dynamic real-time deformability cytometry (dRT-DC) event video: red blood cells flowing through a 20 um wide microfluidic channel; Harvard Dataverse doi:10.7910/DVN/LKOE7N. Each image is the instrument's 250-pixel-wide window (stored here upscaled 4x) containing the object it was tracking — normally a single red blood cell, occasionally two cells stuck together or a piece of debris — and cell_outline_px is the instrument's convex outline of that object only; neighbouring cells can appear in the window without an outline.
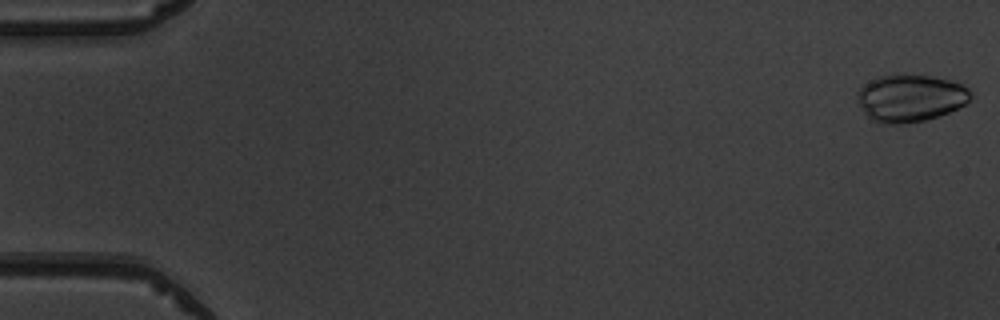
{"species": "common noctule bat (a hibernating species)", "species_latin": "Nyctalus noctula", "temperature_condition": "warm", "stored_images_in_passage": 5, "camera_frame_rate_fps": 3000, "um_per_image_px": 0.085, "animal": {"sex": "male", "body_mass_g": 19.5, "forearm_length_mm": 54.6}, "frame": {"image": 1, "passage_image": 1, "time_ms": 0.0, "image_size_px": [1000, 320], "cell_outline_px": [[972, 96], [964, 104], [940, 116], [924, 120], [900, 124], [880, 124], [872, 120], [864, 112], [856, 100], [856, 96], [860, 88], [864, 84], [876, 76], [896, 72], [932, 76], [964, 84], [972, 92]], "centroid_in_image_um": [77.34, 8.3], "position_along_channel_um": 7.7, "area_um2": 31.85}}